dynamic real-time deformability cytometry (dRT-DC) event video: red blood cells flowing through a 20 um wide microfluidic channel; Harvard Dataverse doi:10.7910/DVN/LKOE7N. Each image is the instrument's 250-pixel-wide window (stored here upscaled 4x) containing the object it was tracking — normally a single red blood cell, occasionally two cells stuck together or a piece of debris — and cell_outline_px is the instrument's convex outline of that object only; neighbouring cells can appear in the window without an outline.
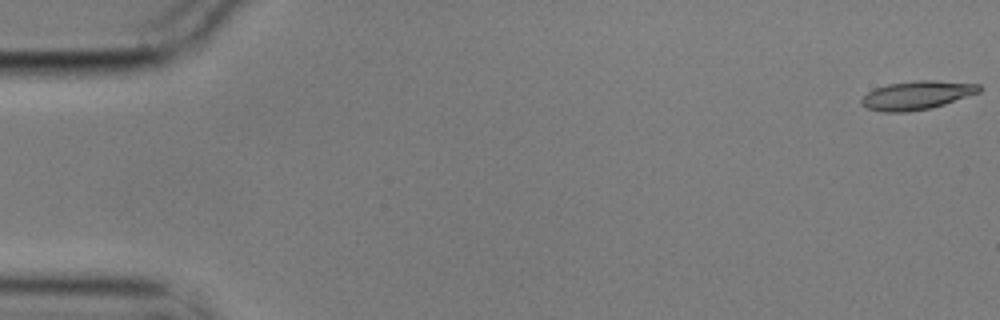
{"species": "common noctule bat (a hibernating species)", "species_latin": "Nyctalus noctula", "temperature_condition": "cold", "stored_images_in_passage": 6, "camera_frame_rate_fps": 3000, "um_per_image_px": 0.085, "animal": {"sex": "male", "body_mass_g": 17.9}, "frame": {"image": 1, "passage_image": 1, "time_ms": 0.0, "image_size_px": [1000, 320], "cell_outline_px": [[984, 88], [980, 92], [932, 108], [908, 112], [884, 112], [868, 108], [860, 104], [860, 100], [868, 92], [876, 88], [888, 84], [916, 80], [936, 80], [980, 84]], "centroid_in_image_um": [77.96, 8.09], "position_along_channel_um": 7.0, "area_um2": 19.71}}